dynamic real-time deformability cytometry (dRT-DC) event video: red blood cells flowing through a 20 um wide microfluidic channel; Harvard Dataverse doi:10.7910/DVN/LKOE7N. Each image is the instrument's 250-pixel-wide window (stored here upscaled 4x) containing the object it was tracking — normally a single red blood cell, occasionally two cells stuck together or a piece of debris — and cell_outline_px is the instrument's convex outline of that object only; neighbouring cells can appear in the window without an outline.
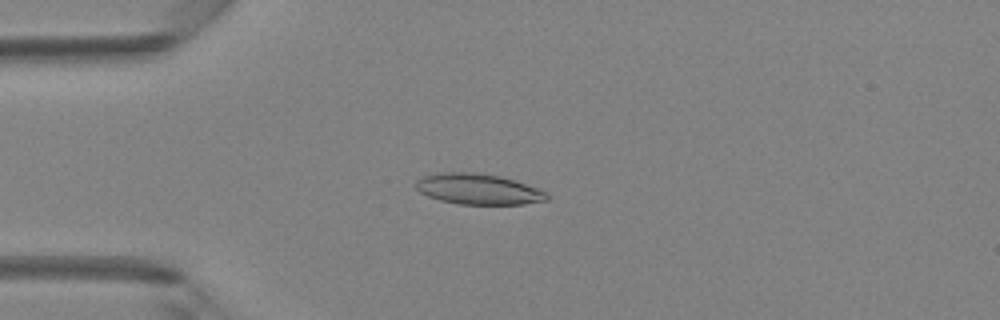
{"species": "Egyptian fruit bat (a non-hibernating species)", "species_latin": "Rousettus aegyptiacus", "temperature_condition": "room temperature", "stored_images_in_passage": 48, "camera_frame_rate_fps": 3000, "um_per_image_px": 0.085, "animal": {"sex": "female"}, "frame": {"image": 1, "passage_image": 12, "time_ms": 3.667, "image_size_px": [1000, 320], "cell_outline_px": [[552, 196], [548, 200], [524, 204], [460, 204], [440, 200], [428, 196], [420, 192], [416, 188], [416, 180], [424, 176], [436, 172], [472, 172], [500, 176], [548, 192]], "centroid_in_image_um": [40.66, 16.07], "position_along_channel_um": 44.3, "area_um2": 23.41}}
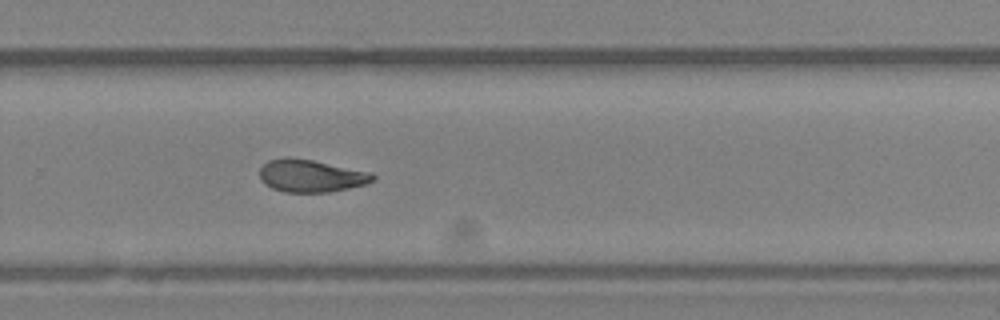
{"frame": {"image": 2, "passage_image": 32, "time_ms": 10.333, "image_size_px": [1000, 320], "cell_outline_px": [[376, 180], [368, 184], [328, 192], [284, 192], [272, 188], [264, 184], [260, 180], [260, 168], [268, 160], [312, 160], [372, 172], [376, 176]], "centroid_in_image_um": [26.5, 14.98], "position_along_channel_um": 303.3, "area_um2": 21.04}}
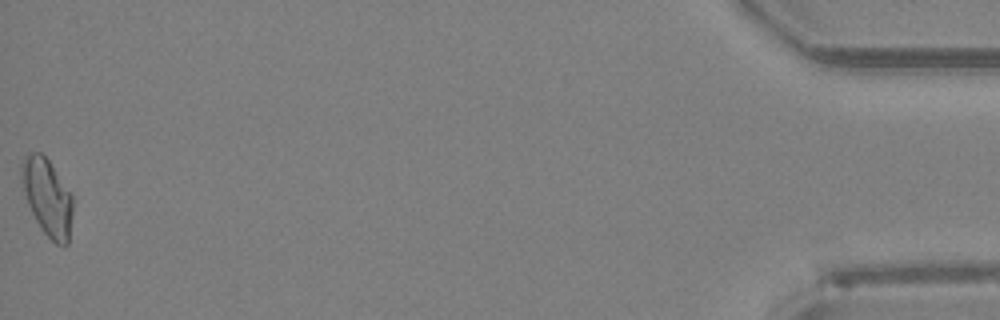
{"frame": {"image": 3, "passage_image": 48, "time_ms": 15.667, "image_size_px": [1000, 320], "cell_outline_px": [[72, 212], [68, 244], [56, 244], [40, 228], [28, 204], [24, 192], [20, 172], [20, 164], [24, 156], [28, 152], [40, 152], [48, 160], [72, 192]], "centroid_in_image_um": [4.01, 16.72], "position_along_channel_um": 431.2, "area_um2": 22.95}, "authors_computed_cell_mechanics": {"area_um2": 22.3108, "velocity_mm_per_s": 4.2005, "shape_relaxation_time_tau1_ms": null, "shape_relaxation_time_tau2_ms": 3.9567, "deformation_change_tau1": null, "deformation_change_tau2": 0.1067}}